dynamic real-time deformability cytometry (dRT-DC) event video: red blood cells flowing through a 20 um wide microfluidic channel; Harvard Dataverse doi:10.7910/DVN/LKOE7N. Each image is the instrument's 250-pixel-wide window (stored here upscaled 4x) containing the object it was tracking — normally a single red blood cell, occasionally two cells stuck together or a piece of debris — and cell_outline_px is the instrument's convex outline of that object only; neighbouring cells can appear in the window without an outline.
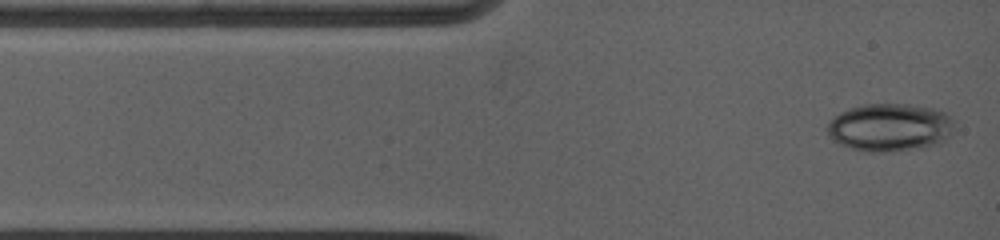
{"species": "common noctule bat (a hibernating species)", "species_latin": "Nyctalus noctula", "temperature_condition": "warm", "stored_images_in_passage": 43, "camera_frame_rate_fps": 5000, "um_per_image_px": 0.085, "animal": {"sex": "female", "body_mass_g": 19.0, "forearm_length_mm": 53.3}, "frame": {"image": 1, "passage_image": 1, "time_ms": 0.0, "image_size_px": [1000, 240], "cell_outline_px": [[944, 120], [936, 136], [932, 140], [920, 144], [900, 148], [856, 148], [844, 144], [832, 136], [828, 132], [828, 124], [836, 116], [852, 108], [872, 104], [896, 104], [924, 108], [940, 112], [944, 116]], "centroid_in_image_um": [75.3, 10.73], "position_along_channel_um": 9.7, "area_um2": 29.82}}
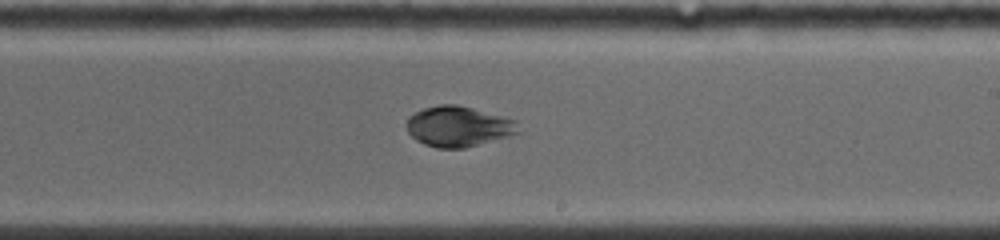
{"frame": {"image": 2, "passage_image": 25, "time_ms": 7.2, "image_size_px": [1000, 240], "cell_outline_px": [[516, 132], [464, 148], [436, 148], [424, 144], [416, 140], [408, 132], [408, 120], [416, 112], [424, 108], [440, 104], [456, 104], [472, 108], [512, 120]], "centroid_in_image_um": [38.83, 10.74], "position_along_channel_um": 250.2, "area_um2": 25.09}}
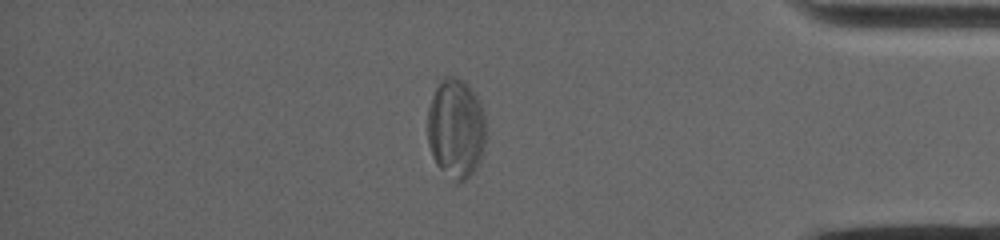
{"frame": {"image": 3, "passage_image": 42, "time_ms": 11.8, "image_size_px": [1000, 240], "cell_outline_px": [[484, 152], [476, 168], [464, 180], [456, 184], [436, 164], [432, 156], [428, 144], [428, 108], [432, 96], [440, 80], [444, 76], [456, 76], [464, 80], [468, 84], [476, 96], [484, 112]], "centroid_in_image_um": [38.74, 10.91], "position_along_channel_um": 396.5, "area_um2": 33.99}, "authors_computed_cell_mechanics": {"area_um2": 25.6054, "velocity_mm_per_s": 3.8869, "shape_relaxation_time_tau1_ms": 4.7141, "shape_relaxation_time_tau2_ms": null, "deformation_change_tau1": 0.1694, "deformation_change_tau2": null}}